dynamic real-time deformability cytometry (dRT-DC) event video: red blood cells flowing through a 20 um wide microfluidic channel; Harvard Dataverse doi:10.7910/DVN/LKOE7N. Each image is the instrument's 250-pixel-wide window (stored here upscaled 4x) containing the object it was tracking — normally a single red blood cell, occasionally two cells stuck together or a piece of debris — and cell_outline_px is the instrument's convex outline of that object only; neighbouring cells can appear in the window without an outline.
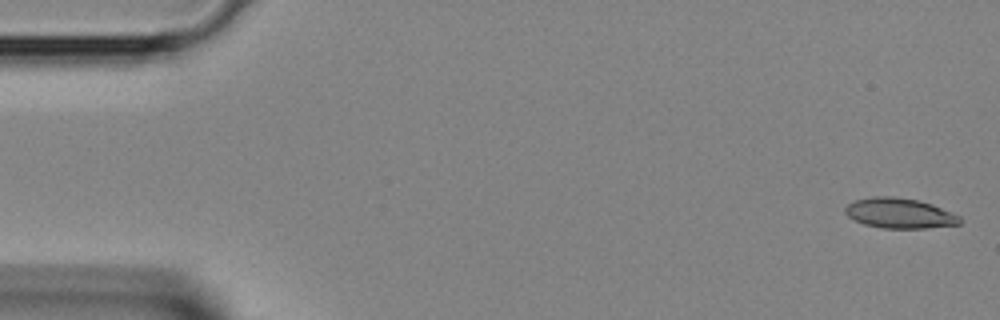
{"species": "Egyptian fruit bat (a non-hibernating species)", "species_latin": "Rousettus aegyptiacus", "temperature_condition": "room temperature", "stored_images_in_passage": 39, "camera_frame_rate_fps": 3000, "um_per_image_px": 0.085, "animal": {"sex": "female"}, "frame": {"image": 1, "passage_image": 1, "time_ms": 0.0, "image_size_px": [1000, 320], "cell_outline_px": [[960, 224], [924, 228], [880, 228], [864, 224], [848, 216], [844, 212], [844, 208], [848, 204], [856, 200], [872, 196], [896, 196], [920, 200], [932, 204], [952, 212], [960, 216]], "centroid_in_image_um": [76.46, 18.11], "position_along_channel_um": 8.5, "area_um2": 20.23}}
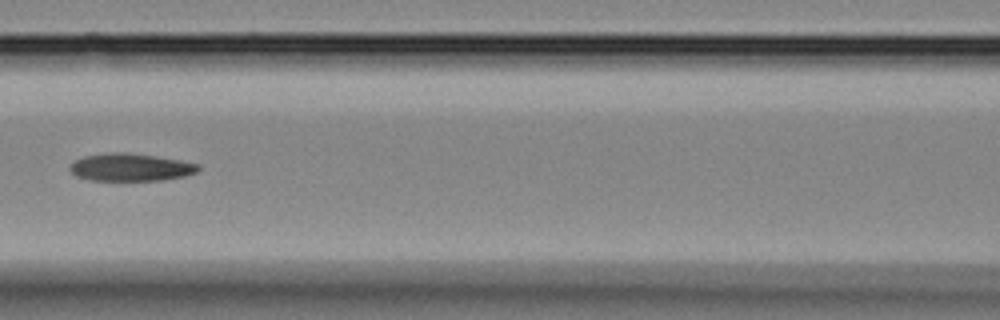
{"frame": {"image": 2, "passage_image": 17, "time_ms": 5.333, "image_size_px": [1000, 320], "cell_outline_px": [[200, 168], [196, 172], [184, 176], [164, 180], [88, 180], [76, 176], [68, 168], [76, 160], [84, 156], [112, 152], [128, 152], [156, 156], [180, 160], [200, 164]], "centroid_in_image_um": [11.11, 14.21], "position_along_channel_um": 155.5, "area_um2": 20.63}}
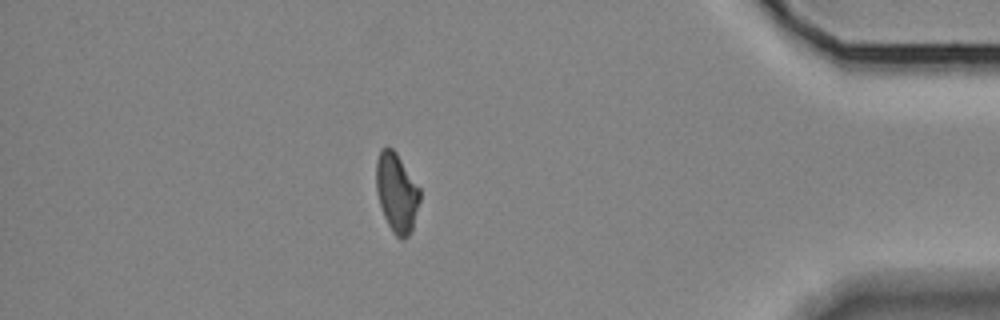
{"frame": {"image": 3, "passage_image": 34, "time_ms": 11.0, "image_size_px": [1000, 320], "cell_outline_px": [[420, 200], [412, 228], [408, 236], [400, 240], [392, 232], [384, 216], [380, 204], [376, 188], [376, 160], [380, 148], [388, 144], [396, 152], [420, 188]], "centroid_in_image_um": [33.7, 16.33], "position_along_channel_um": 401.5, "area_um2": 20.23}}